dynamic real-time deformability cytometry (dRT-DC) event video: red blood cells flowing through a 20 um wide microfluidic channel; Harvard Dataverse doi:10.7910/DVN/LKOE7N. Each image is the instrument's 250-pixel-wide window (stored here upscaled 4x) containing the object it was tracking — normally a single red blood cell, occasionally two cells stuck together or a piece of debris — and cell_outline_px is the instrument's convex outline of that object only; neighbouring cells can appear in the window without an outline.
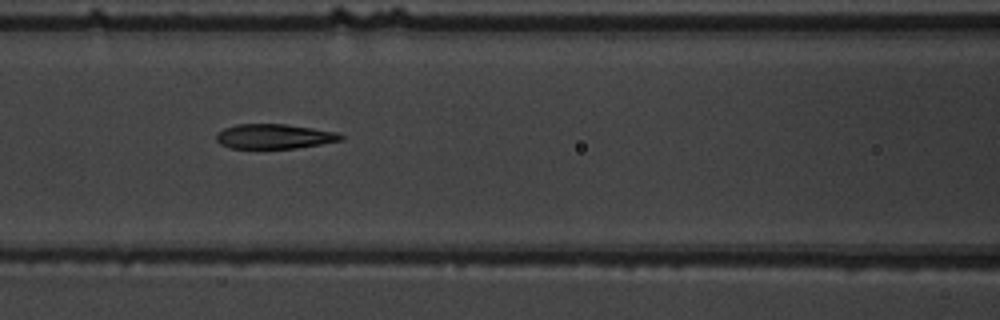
{"species": "common noctule bat (a hibernating species)", "species_latin": "Nyctalus noctula", "temperature_condition": "warm", "stored_images_in_passage": 11, "camera_frame_rate_fps": 3000, "um_per_image_px": 0.085, "animal": {"sex": "male", "body_mass_g": 19.5, "forearm_length_mm": 54.6}, "frame": {"image": 1, "passage_image": 5, "time_ms": 5.667, "image_size_px": [1000, 320], "cell_outline_px": [[344, 140], [296, 148], [232, 148], [220, 144], [216, 140], [216, 132], [224, 128], [236, 124], [284, 124], [312, 128], [336, 132], [344, 136]], "centroid_in_image_um": [23.29, 11.59], "position_along_channel_um": 143.3, "area_um2": 17.92}}
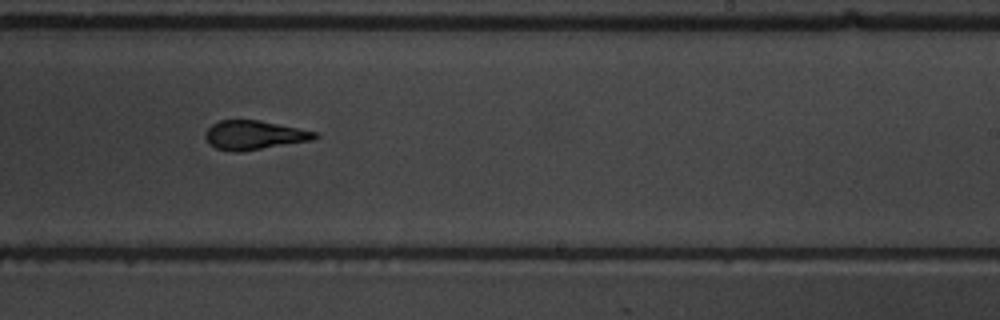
{"frame": {"image": 2, "passage_image": 8, "time_ms": 9.0, "image_size_px": [1000, 320], "cell_outline_px": [[320, 136], [316, 140], [240, 152], [232, 152], [216, 148], [208, 144], [204, 136], [204, 132], [212, 124], [220, 120], [260, 120], [316, 132]], "centroid_in_image_um": [21.6, 11.49], "position_along_channel_um": 267.4, "area_um2": 18.79}}
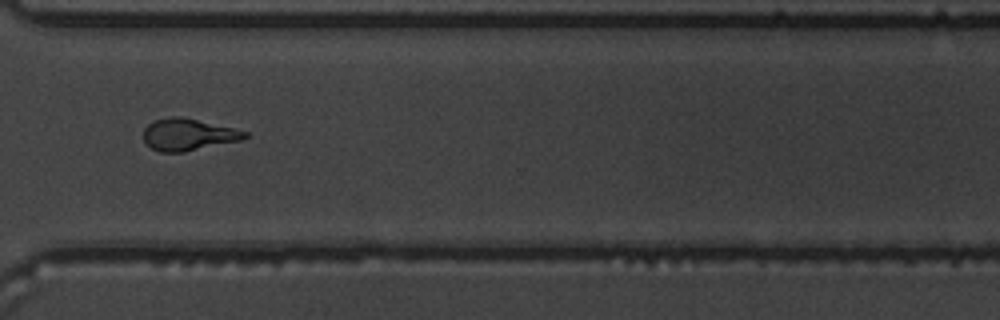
{"frame": {"image": 3, "passage_image": 10, "time_ms": 11.333, "image_size_px": [1000, 320], "cell_outline_px": [[248, 136], [244, 140], [184, 152], [160, 152], [152, 148], [144, 140], [144, 128], [148, 124], [156, 120], [168, 116], [180, 116], [232, 128], [248, 132]], "centroid_in_image_um": [16.01, 11.44], "position_along_channel_um": 354.6, "area_um2": 18.79}, "authors_computed_cell_mechanics": {"area_um2": 19.074, "velocity_mm_per_s": 3.7366, "shape_relaxation_time_tau1_ms": 9.0547, "shape_relaxation_time_tau2_ms": 1.3284, "deformation_change_tau1": 0.2557, "deformation_change_tau2": 0.0838}}